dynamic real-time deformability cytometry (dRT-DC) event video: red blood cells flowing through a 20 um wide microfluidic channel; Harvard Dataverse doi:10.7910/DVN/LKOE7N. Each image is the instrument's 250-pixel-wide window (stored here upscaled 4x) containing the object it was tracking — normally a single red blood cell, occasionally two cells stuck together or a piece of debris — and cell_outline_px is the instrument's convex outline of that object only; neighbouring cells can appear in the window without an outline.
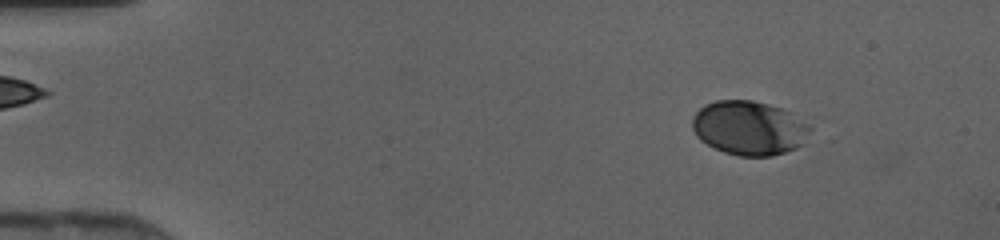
{"species": "human", "species_latin": "Homo sapiens", "temperature_condition": "cold", "stored_images_in_passage": 45, "camera_frame_rate_fps": 3000, "um_per_image_px": 0.085, "donor": {"sex": "female"}, "frame": {"image": 1, "passage_image": 5, "time_ms": 1.333, "image_size_px": [1000, 240], "cell_outline_px": [[812, 128], [804, 144], [796, 148], [772, 156], [740, 156], [724, 152], [700, 140], [696, 136], [692, 128], [692, 116], [704, 104], [716, 100], [752, 100], [768, 104], [780, 108], [788, 112], [808, 124]], "centroid_in_image_um": [63.66, 10.88], "position_along_channel_um": 21.3, "area_um2": 37.22}}
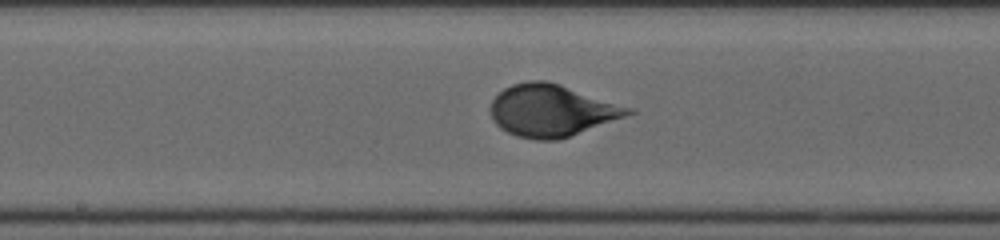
{"frame": {"image": 2, "passage_image": 24, "time_ms": 7.667, "image_size_px": [1000, 240], "cell_outline_px": [[636, 112], [568, 136], [556, 140], [536, 140], [516, 136], [500, 128], [492, 120], [492, 100], [504, 88], [512, 84], [528, 80], [544, 80], [560, 84], [636, 108]], "centroid_in_image_um": [46.9, 9.37], "position_along_channel_um": 201.3, "area_um2": 41.44}}
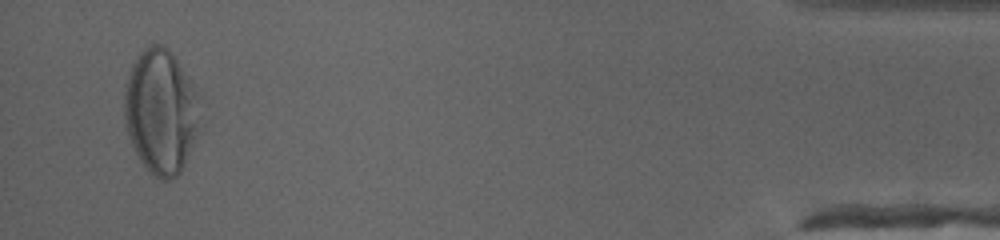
{"frame": {"image": 3, "passage_image": 44, "time_ms": 14.333, "image_size_px": [1000, 240], "cell_outline_px": [[204, 124], [200, 136], [180, 172], [176, 176], [168, 180], [164, 180], [148, 172], [140, 160], [128, 136], [124, 120], [124, 84], [128, 68], [140, 52], [148, 44], [164, 44], [172, 52], [204, 96]], "centroid_in_image_um": [13.77, 9.44], "position_along_channel_um": 421.4, "area_um2": 57.86}}